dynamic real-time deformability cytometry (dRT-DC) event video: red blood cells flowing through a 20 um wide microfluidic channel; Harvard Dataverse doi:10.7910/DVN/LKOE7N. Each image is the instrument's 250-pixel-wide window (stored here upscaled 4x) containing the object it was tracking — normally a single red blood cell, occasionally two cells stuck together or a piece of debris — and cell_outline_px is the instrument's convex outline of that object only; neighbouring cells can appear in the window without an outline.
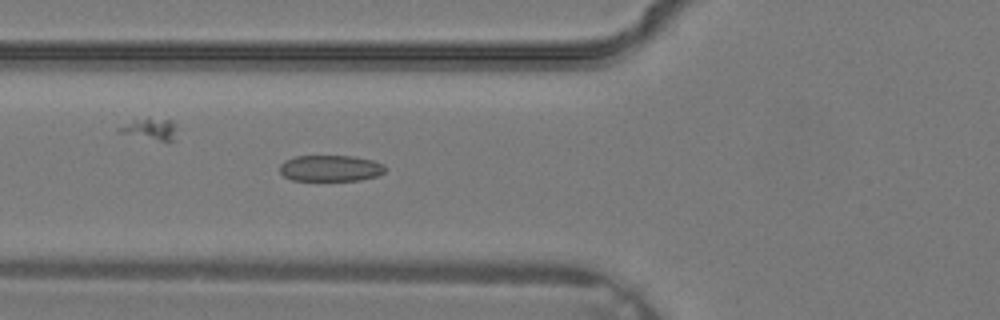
{"species": "common noctule bat (a hibernating species)", "species_latin": "Nyctalus noctula", "temperature_condition": "warm", "stored_images_in_passage": 32, "camera_frame_rate_fps": 3000, "um_per_image_px": 0.085, "animal": {"sex": "male", "body_mass_g": 19.2, "forearm_length_mm": 51.8}, "frame": {"image": 1, "passage_image": 9, "time_ms": 2.667, "image_size_px": [1000, 320], "cell_outline_px": [[384, 172], [380, 176], [360, 180], [292, 180], [284, 176], [280, 172], [280, 164], [284, 160], [296, 156], [352, 156], [372, 160], [384, 164]], "centroid_in_image_um": [28.09, 14.3], "position_along_channel_um": 97.7, "area_um2": 16.13}}
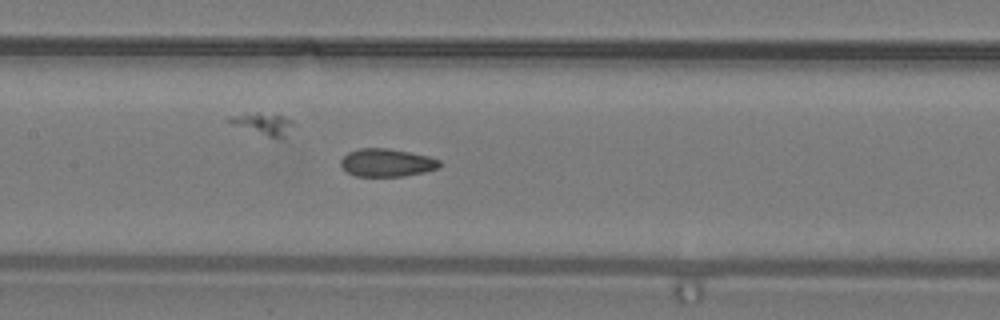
{"frame": {"image": 2, "passage_image": 13, "time_ms": 4.0, "image_size_px": [1000, 320], "cell_outline_px": [[440, 164], [436, 168], [424, 172], [404, 176], [356, 176], [348, 172], [340, 164], [340, 160], [348, 152], [360, 148], [388, 148], [428, 156], [440, 160]], "centroid_in_image_um": [32.85, 13.82], "position_along_channel_um": 174.5, "area_um2": 15.9}}
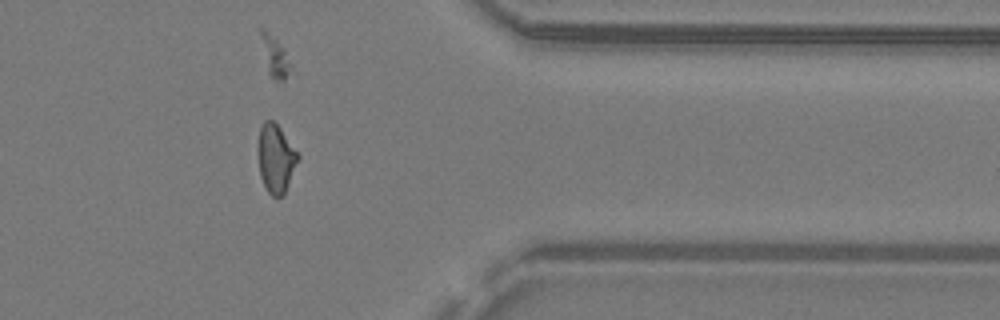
{"frame": {"image": 3, "passage_image": 25, "time_ms": 8.0, "image_size_px": [1000, 320], "cell_outline_px": [[300, 156], [284, 196], [272, 196], [268, 192], [260, 176], [256, 152], [256, 148], [260, 124], [264, 120], [272, 120], [280, 128]], "centroid_in_image_um": [23.4, 13.45], "position_along_channel_um": 388.0, "area_um2": 16.24}}